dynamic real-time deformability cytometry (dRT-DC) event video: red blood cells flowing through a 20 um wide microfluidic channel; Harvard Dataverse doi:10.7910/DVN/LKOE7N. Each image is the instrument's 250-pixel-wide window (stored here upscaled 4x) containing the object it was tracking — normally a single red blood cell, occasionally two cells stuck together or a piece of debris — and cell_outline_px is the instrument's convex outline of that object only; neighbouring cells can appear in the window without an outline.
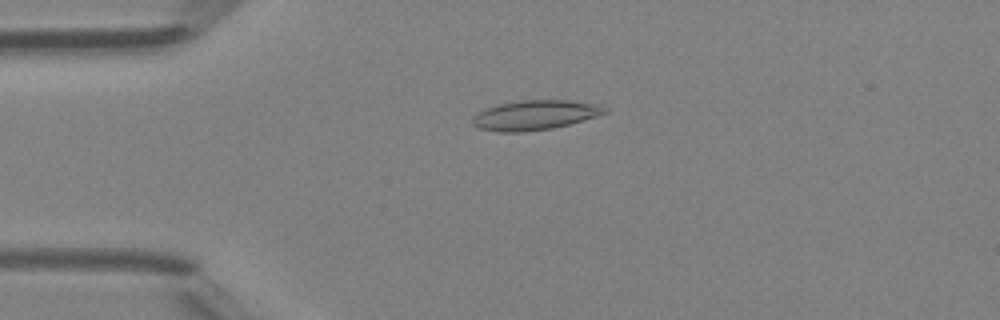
{"species": "Egyptian fruit bat (a non-hibernating species)", "species_latin": "Rousettus aegyptiacus", "temperature_condition": "room temperature", "stored_images_in_passage": 47, "camera_frame_rate_fps": 3000, "um_per_image_px": 0.085, "animal": {"sex": "female"}, "frame": {"image": 1, "passage_image": 11, "time_ms": 3.333, "image_size_px": [1000, 320], "cell_outline_px": [[608, 112], [596, 116], [568, 124], [552, 128], [524, 132], [496, 132], [480, 128], [472, 124], [472, 116], [488, 108], [500, 104], [520, 100], [568, 100], [600, 104], [608, 108]], "centroid_in_image_um": [45.49, 9.78], "position_along_channel_um": 39.5, "area_um2": 22.77}}
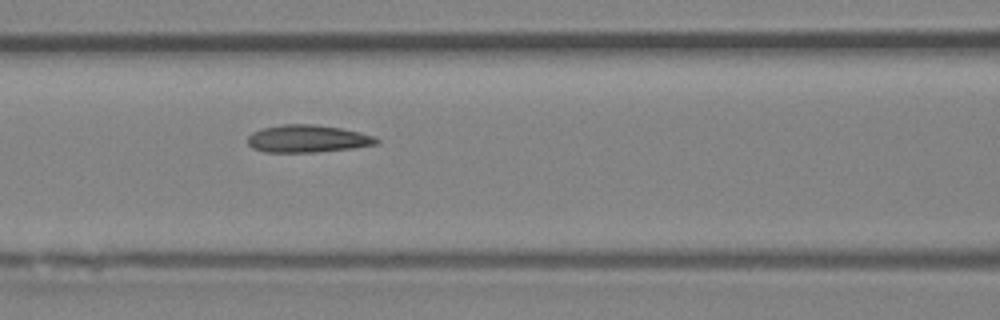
{"frame": {"image": 2, "passage_image": 20, "time_ms": 6.333, "image_size_px": [1000, 320], "cell_outline_px": [[380, 140], [376, 144], [352, 148], [316, 152], [264, 152], [252, 148], [248, 144], [248, 136], [252, 132], [264, 128], [284, 124], [312, 124], [340, 128], [360, 132], [372, 136]], "centroid_in_image_um": [26.12, 11.79], "position_along_channel_um": 140.5, "area_um2": 20.46}}
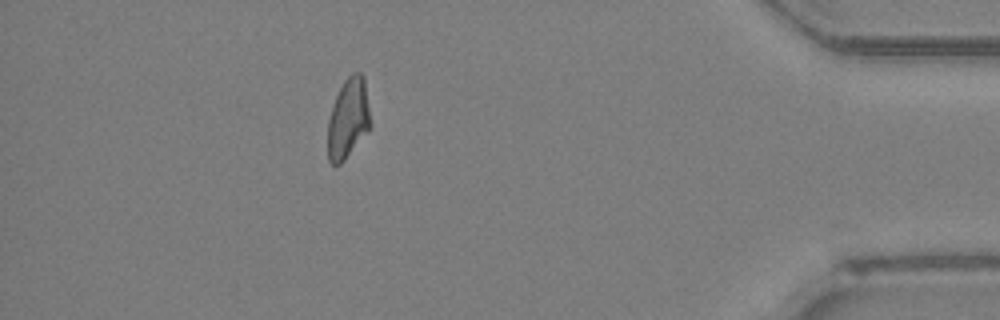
{"frame": {"image": 3, "passage_image": 42, "time_ms": 13.667, "image_size_px": [1000, 320], "cell_outline_px": [[368, 128], [344, 160], [340, 164], [332, 164], [328, 160], [328, 120], [336, 96], [344, 80], [352, 72], [360, 72], [364, 76], [368, 108]], "centroid_in_image_um": [29.55, 10.03], "position_along_channel_um": 405.6, "area_um2": 19.13}, "authors_computed_cell_mechanics": {"area_um2": 20.4612, "velocity_mm_per_s": 4.3073, "shape_relaxation_time_tau1_ms": null, "shape_relaxation_time_tau2_ms": 3.9439, "deformation_change_tau1": null, "deformation_change_tau2": 0.1012}}